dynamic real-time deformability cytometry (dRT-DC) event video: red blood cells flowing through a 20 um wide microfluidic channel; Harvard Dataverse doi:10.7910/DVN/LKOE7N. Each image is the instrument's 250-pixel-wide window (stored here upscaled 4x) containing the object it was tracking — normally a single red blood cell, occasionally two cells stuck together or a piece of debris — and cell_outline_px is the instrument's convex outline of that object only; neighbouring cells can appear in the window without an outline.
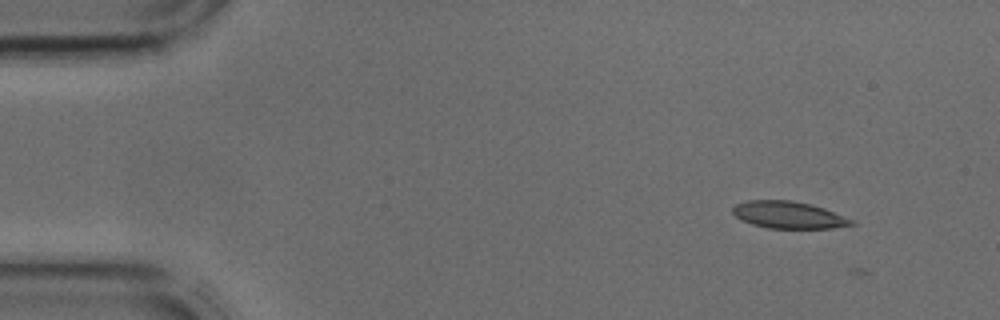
{"species": "common noctule bat (a hibernating species)", "species_latin": "Nyctalus noctula", "temperature_condition": "cold", "stored_images_in_passage": 3, "camera_frame_rate_fps": 3000, "um_per_image_px": 0.085, "animal": {"sex": "male", "body_mass_g": 17.9, "forearm_length_mm": 54.2}, "frame": {"image": 1, "passage_image": 1, "time_ms": 0.0, "image_size_px": [1000, 320], "cell_outline_px": [[856, 224], [832, 228], [768, 228], [752, 224], [740, 220], [732, 212], [732, 208], [736, 204], [748, 200], [792, 200], [812, 204], [824, 208], [852, 220]], "centroid_in_image_um": [66.99, 18.26], "position_along_channel_um": 18.0, "area_um2": 18.67}}